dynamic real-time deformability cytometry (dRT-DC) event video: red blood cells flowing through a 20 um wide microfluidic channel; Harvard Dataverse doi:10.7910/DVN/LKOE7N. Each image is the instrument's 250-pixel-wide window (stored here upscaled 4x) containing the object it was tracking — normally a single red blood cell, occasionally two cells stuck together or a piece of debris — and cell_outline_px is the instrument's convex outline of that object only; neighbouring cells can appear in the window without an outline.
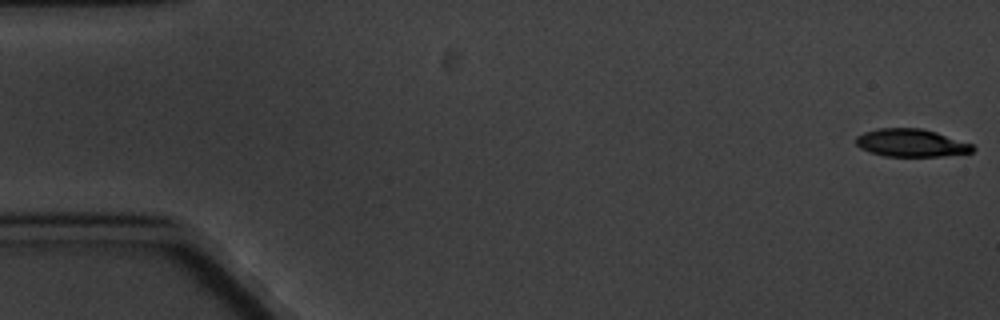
{"species": "common noctule bat (a hibernating species)", "species_latin": "Nyctalus noctula", "temperature_condition": "cold", "stored_images_in_passage": 5, "camera_frame_rate_fps": 3000, "um_per_image_px": 0.085, "animal": {"sex": "male", "body_mass_g": 20.1, "forearm_length_mm": 53.5}, "frame": {"image": 1, "passage_image": 1, "time_ms": 0.0, "image_size_px": [1000, 320], "cell_outline_px": [[976, 148], [972, 152], [944, 156], [884, 156], [860, 148], [856, 144], [856, 136], [864, 132], [876, 128], [920, 128], [936, 132], [972, 144]], "centroid_in_image_um": [77.44, 12.14], "position_along_channel_um": 7.6, "area_um2": 18.84}}